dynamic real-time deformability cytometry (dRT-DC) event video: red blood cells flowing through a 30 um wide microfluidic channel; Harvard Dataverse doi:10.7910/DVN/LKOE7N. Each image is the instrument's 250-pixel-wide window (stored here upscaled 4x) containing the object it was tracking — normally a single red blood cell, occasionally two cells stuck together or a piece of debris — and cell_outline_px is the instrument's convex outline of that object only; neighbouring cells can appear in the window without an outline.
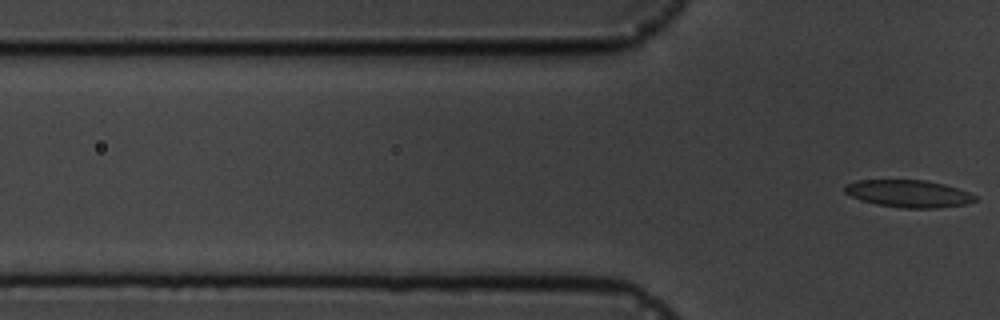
{"species": "common noctule bat (a hibernating species)", "species_latin": "Nyctalus noctula", "temperature_condition": "cold", "stored_images_in_passage": 7, "segment_of_instrument_passage": [2, 2], "camera_frame_rate_fps": 3000, "um_per_image_px": 0.085, "animal": {"sex": "male", "body_mass_g": 19.5, "forearm_length_mm": 54.6}, "frame": {"image": 1, "passage_image": 7, "time_ms": 6.667, "image_size_px": [1000, 320], "cell_outline_px": [[980, 200], [968, 204], [936, 208], [900, 208], [876, 204], [860, 200], [844, 192], [844, 184], [856, 180], [924, 180], [944, 184], [968, 192], [976, 196]], "centroid_in_image_um": [77.23, 16.46], "position_along_channel_um": 48.6, "area_um2": 20.92}}